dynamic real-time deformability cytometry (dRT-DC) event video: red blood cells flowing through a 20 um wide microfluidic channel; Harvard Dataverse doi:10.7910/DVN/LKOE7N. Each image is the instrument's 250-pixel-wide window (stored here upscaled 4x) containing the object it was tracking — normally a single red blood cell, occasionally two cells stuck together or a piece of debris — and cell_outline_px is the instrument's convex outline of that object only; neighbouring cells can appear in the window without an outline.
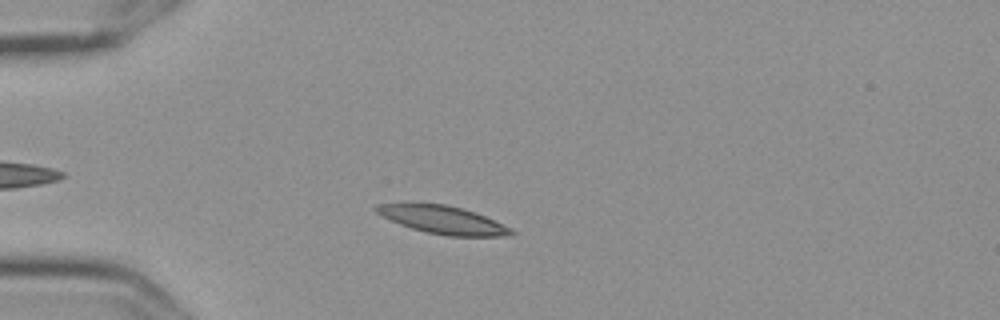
{"species": "Egyptian fruit bat (a non-hibernating species)", "species_latin": "Rousettus aegyptiacus", "temperature_condition": "cold", "stored_images_in_passage": 52, "camera_frame_rate_fps": 3000, "um_per_image_px": 0.085, "frame": {"image": 1, "passage_image": 10, "time_ms": 3.0, "image_size_px": [1000, 320], "cell_outline_px": [[516, 232], [512, 236], [448, 236], [428, 232], [412, 228], [400, 224], [376, 212], [372, 208], [376, 204], [444, 204], [476, 212], [512, 228]], "centroid_in_image_um": [37.71, 18.7], "position_along_channel_um": 47.3, "area_um2": 21.62}}
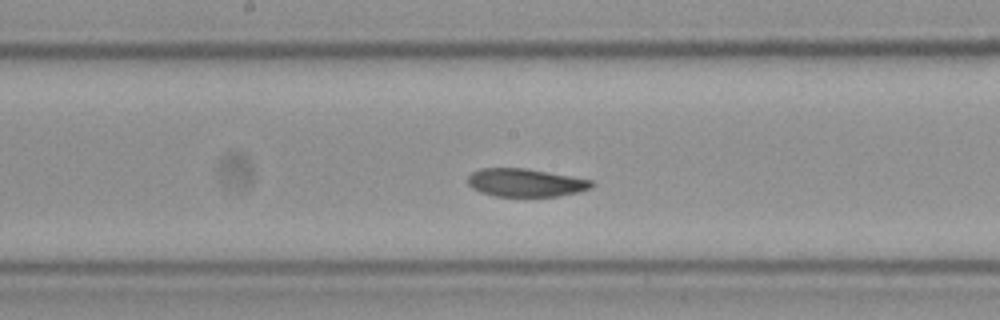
{"frame": {"image": 2, "passage_image": 25, "time_ms": 8.0, "image_size_px": [1000, 320], "cell_outline_px": [[596, 184], [592, 188], [580, 192], [556, 196], [496, 196], [480, 192], [472, 188], [468, 184], [468, 176], [472, 172], [480, 168], [524, 168], [592, 180]], "centroid_in_image_um": [44.68, 15.53], "position_along_channel_um": 203.5, "area_um2": 20.23}}
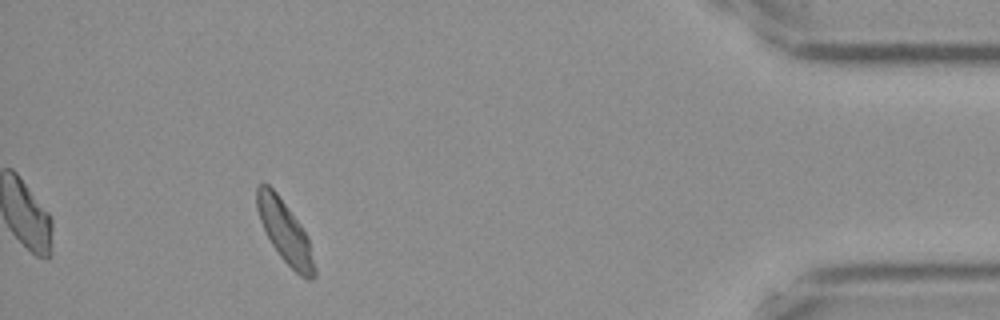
{"frame": {"image": 3, "passage_image": 47, "time_ms": 15.333, "image_size_px": [1000, 320], "cell_outline_px": [[316, 276], [308, 280], [300, 276], [280, 256], [272, 244], [260, 220], [256, 208], [256, 184], [268, 184], [276, 192], [300, 224], [308, 240], [316, 268]], "centroid_in_image_um": [24.21, 19.7], "position_along_channel_um": 411.0, "area_um2": 20.35}, "authors_computed_cell_mechanics": {"area_um2": 21.1837, "velocity_mm_per_s": 3.5446, "shape_relaxation_time_tau1_ms": 6.1151, "shape_relaxation_time_tau2_ms": 3.699, "deformation_change_tau1": 0.1265, "deformation_change_tau2": 0.0802}}